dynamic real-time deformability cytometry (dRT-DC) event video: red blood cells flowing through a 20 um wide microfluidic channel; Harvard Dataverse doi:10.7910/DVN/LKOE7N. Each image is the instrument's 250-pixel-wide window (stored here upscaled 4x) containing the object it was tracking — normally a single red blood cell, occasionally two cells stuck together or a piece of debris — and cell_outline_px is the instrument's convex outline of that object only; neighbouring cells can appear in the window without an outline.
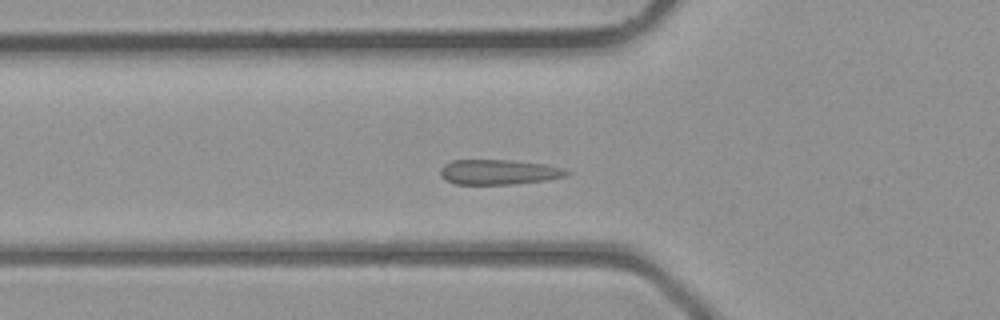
{"species": "common noctule bat (a hibernating species)", "species_latin": "Nyctalus noctula", "temperature_condition": "room temperature", "stored_images_in_passage": 38, "camera_frame_rate_fps": 3000, "um_per_image_px": 0.085, "animal": {"sex": "male", "body_mass_g": 23.1, "forearm_length_mm": 52.7}, "frame": {"image": 1, "passage_image": 11, "time_ms": 3.333, "image_size_px": [1000, 320], "cell_outline_px": [[572, 172], [564, 176], [544, 180], [512, 184], [456, 184], [440, 176], [440, 168], [444, 164], [452, 160], [512, 160], [544, 164], [564, 168]], "centroid_in_image_um": [42.38, 14.61], "position_along_channel_um": 83.4, "area_um2": 18.32}}
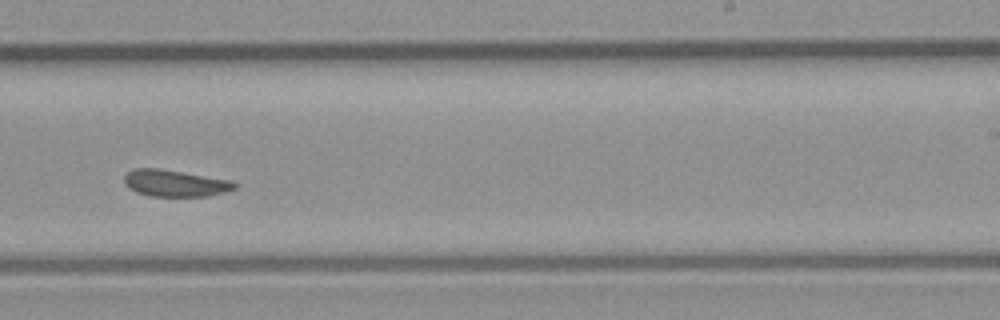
{"frame": {"image": 2, "passage_image": 22, "time_ms": 7.0, "image_size_px": [1000, 320], "cell_outline_px": [[236, 188], [224, 192], [208, 196], [152, 196], [136, 192], [128, 188], [124, 184], [124, 176], [128, 172], [136, 168], [160, 168], [232, 180], [236, 184]], "centroid_in_image_um": [14.87, 15.57], "position_along_channel_um": 274.1, "area_um2": 17.22}}
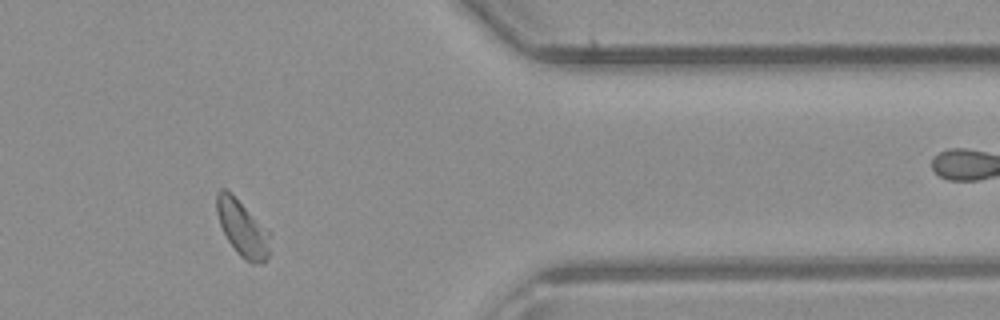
{"frame": {"image": 3, "passage_image": 30, "time_ms": 9.667, "image_size_px": [1000, 320], "cell_outline_px": [[272, 232], [268, 256], [264, 264], [252, 264], [244, 260], [236, 252], [228, 240], [220, 224], [216, 212], [216, 192], [220, 188], [224, 188], [232, 192]], "centroid_in_image_um": [20.64, 19.39], "position_along_channel_um": 390.8, "area_um2": 18.15}}